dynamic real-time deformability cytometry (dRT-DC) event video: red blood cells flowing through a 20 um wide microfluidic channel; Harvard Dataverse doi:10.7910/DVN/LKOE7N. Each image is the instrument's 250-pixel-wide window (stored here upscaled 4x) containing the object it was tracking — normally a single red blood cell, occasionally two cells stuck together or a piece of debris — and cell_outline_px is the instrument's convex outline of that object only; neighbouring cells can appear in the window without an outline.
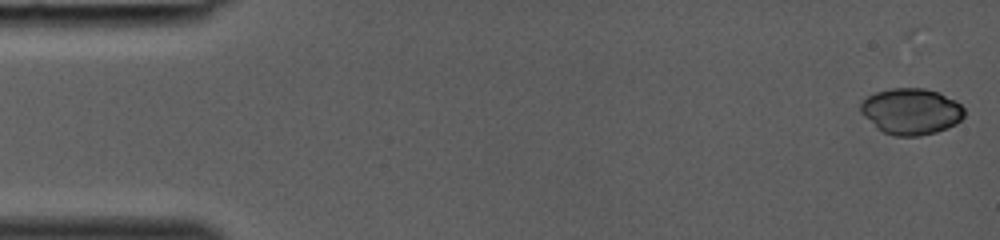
{"species": "common noctule bat (a hibernating species)", "species_latin": "Nyctalus noctula", "temperature_condition": "room temperature", "stored_images_in_passage": 17, "camera_frame_rate_fps": 3000, "um_per_image_px": 0.085, "animal": {"sex": "female", "body_mass_g": 19.0, "forearm_length_mm": 53.3}, "frame": {"image": 1, "passage_image": 2, "time_ms": 0.333, "image_size_px": [1000, 240], "cell_outline_px": [[964, 116], [956, 124], [948, 128], [936, 132], [920, 136], [896, 136], [884, 132], [876, 128], [860, 112], [860, 100], [876, 92], [888, 88], [924, 88], [940, 92], [956, 100], [964, 108]], "centroid_in_image_um": [77.44, 9.46], "position_along_channel_um": 7.6, "area_um2": 28.26}}
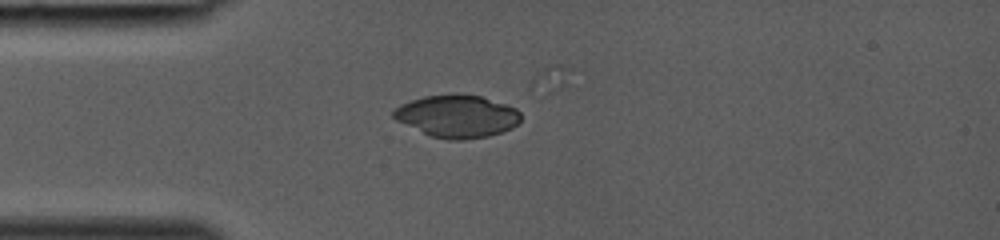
{"frame": {"image": 2, "passage_image": 12, "time_ms": 3.667, "image_size_px": [1000, 240], "cell_outline_px": [[520, 120], [512, 128], [488, 136], [464, 140], [448, 140], [432, 136], [396, 120], [392, 116], [392, 112], [400, 104], [424, 96], [456, 92], [480, 96], [516, 108], [520, 112]], "centroid_in_image_um": [38.85, 9.86], "position_along_channel_um": 46.2, "area_um2": 31.5}}